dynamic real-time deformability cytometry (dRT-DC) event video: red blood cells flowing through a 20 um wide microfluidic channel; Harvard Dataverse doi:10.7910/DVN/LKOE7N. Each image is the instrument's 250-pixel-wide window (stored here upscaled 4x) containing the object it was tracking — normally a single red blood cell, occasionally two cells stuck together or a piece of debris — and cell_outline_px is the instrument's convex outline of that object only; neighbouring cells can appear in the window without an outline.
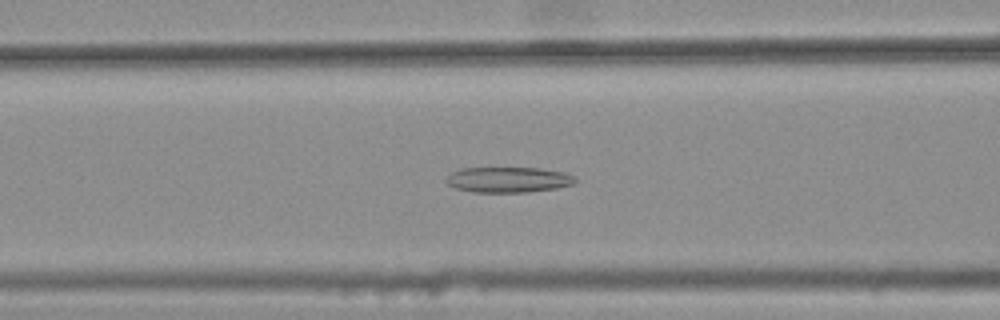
{"species": "common noctule bat (a hibernating species)", "species_latin": "Nyctalus noctula", "temperature_condition": "warm", "stored_images_in_passage": 37, "camera_frame_rate_fps": 3000, "um_per_image_px": 0.085, "animal": {"sex": "female", "body_mass_g": 25.1}, "frame": {"image": 1, "passage_image": 13, "time_ms": 4.0, "image_size_px": [1000, 320], "cell_outline_px": [[576, 180], [572, 184], [556, 188], [528, 192], [472, 192], [456, 188], [448, 184], [444, 180], [452, 172], [460, 168], [540, 168], [564, 172], [576, 176]], "centroid_in_image_um": [43.2, 15.27], "position_along_channel_um": 123.4, "area_um2": 19.19}}
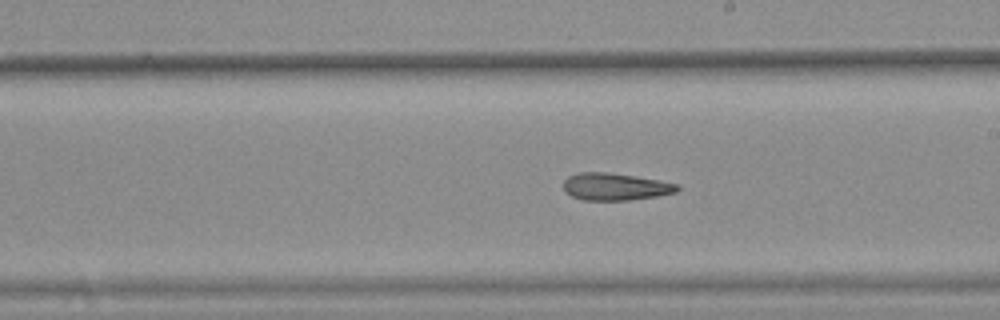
{"frame": {"image": 2, "passage_image": 22, "time_ms": 7.0, "image_size_px": [1000, 320], "cell_outline_px": [[680, 188], [676, 192], [656, 196], [628, 200], [584, 200], [572, 196], [564, 192], [564, 180], [568, 176], [580, 172], [604, 172], [636, 176], [660, 180], [676, 184]], "centroid_in_image_um": [52.27, 15.86], "position_along_channel_um": 236.7, "area_um2": 17.98}}
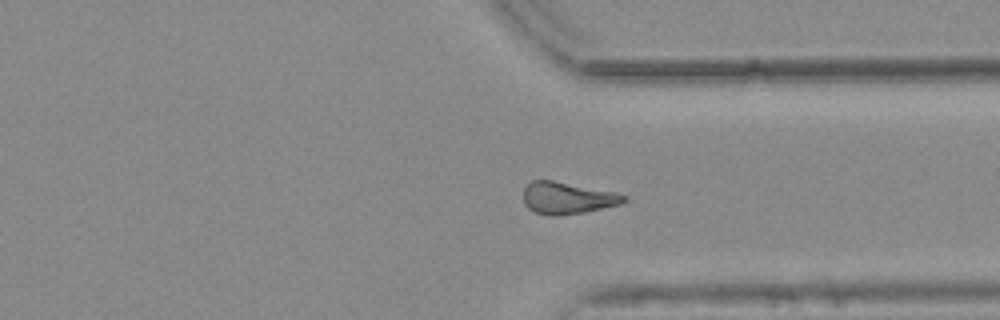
{"frame": {"image": 3, "passage_image": 32, "time_ms": 10.333, "image_size_px": [1000, 320], "cell_outline_px": [[628, 200], [620, 204], [584, 212], [560, 216], [552, 216], [536, 212], [528, 208], [524, 204], [524, 188], [532, 180], [552, 180], [612, 192], [624, 196]], "centroid_in_image_um": [48.18, 16.84], "position_along_channel_um": 363.2, "area_um2": 18.38}}